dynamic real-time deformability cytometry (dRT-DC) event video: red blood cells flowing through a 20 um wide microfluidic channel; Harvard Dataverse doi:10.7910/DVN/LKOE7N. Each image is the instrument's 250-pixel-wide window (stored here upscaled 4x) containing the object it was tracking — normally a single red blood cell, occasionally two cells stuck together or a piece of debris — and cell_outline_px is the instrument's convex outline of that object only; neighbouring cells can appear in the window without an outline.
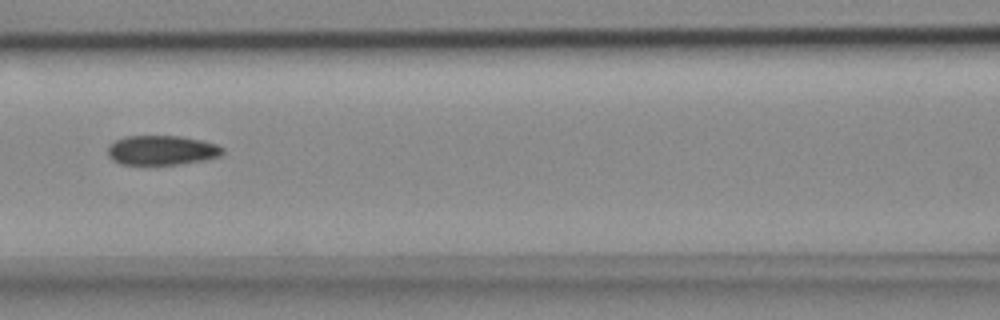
{"species": "common noctule bat (a hibernating species)", "species_latin": "Nyctalus noctula", "temperature_condition": "cold", "stored_images_in_passage": 8, "camera_frame_rate_fps": 3000, "um_per_image_px": 0.085, "animal": {"sex": "female", "body_mass_g": 18.4}, "frame": {"image": 1, "passage_image": 6, "time_ms": 1.667, "image_size_px": [1000, 320], "cell_outline_px": [[224, 152], [220, 156], [204, 160], [176, 164], [120, 164], [112, 160], [108, 156], [108, 148], [116, 140], [124, 136], [180, 136], [204, 140], [216, 144], [224, 148]], "centroid_in_image_um": [13.77, 12.76], "position_along_channel_um": 152.8, "area_um2": 19.77}}
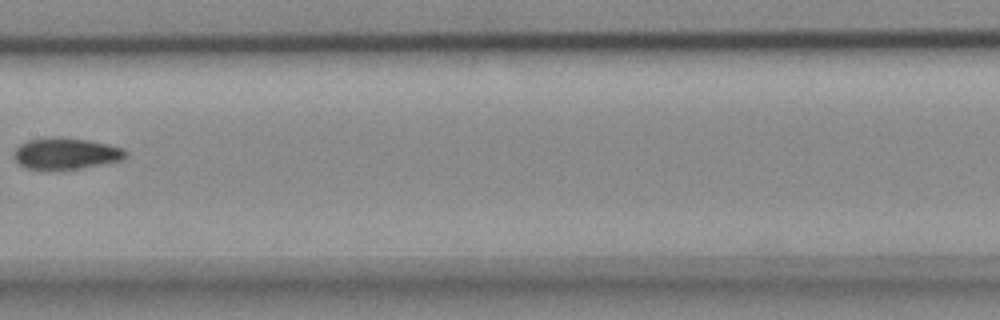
{"frame": {"image": 2, "passage_image": 7, "time_ms": 2.0, "image_size_px": [1000, 320], "cell_outline_px": [[128, 156], [120, 160], [80, 168], [28, 168], [20, 164], [16, 160], [16, 148], [20, 144], [28, 140], [60, 136], [88, 140], [108, 144], [124, 148], [128, 152]], "centroid_in_image_um": [5.66, 13.01], "position_along_channel_um": 201.7, "area_um2": 19.94}}
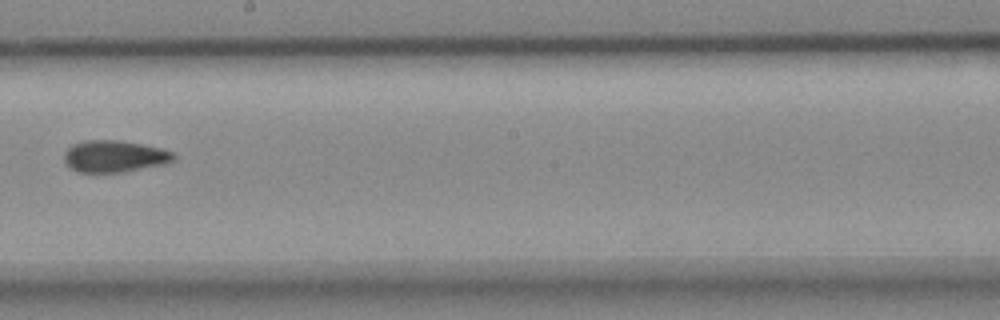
{"frame": {"image": 3, "passage_image": 8, "time_ms": 2.333, "image_size_px": [1000, 320], "cell_outline_px": [[176, 156], [172, 160], [164, 164], [120, 172], [76, 172], [64, 160], [64, 152], [72, 144], [84, 140], [120, 140], [160, 148], [172, 152]], "centroid_in_image_um": [9.69, 13.27], "position_along_channel_um": 238.5, "area_um2": 20.06}}